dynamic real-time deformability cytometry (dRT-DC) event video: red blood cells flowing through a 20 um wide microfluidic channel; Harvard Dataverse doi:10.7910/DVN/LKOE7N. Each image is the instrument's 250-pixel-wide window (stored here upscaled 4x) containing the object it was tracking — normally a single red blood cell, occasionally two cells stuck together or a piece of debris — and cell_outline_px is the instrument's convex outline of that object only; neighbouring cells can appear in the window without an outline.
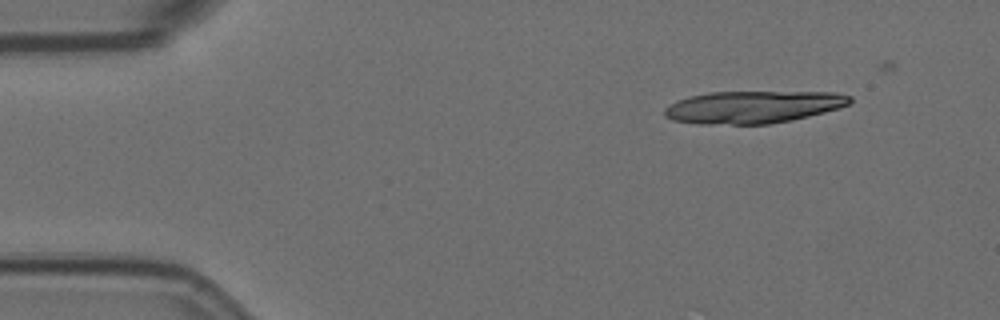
{"species": "Egyptian fruit bat (a non-hibernating species)", "species_latin": "Rousettus aegyptiacus", "temperature_condition": "room temperature", "stored_images_in_passage": 3, "camera_frame_rate_fps": 3000, "um_per_image_px": 0.085, "animal": {"sex": "female"}, "frame": {"image": 1, "passage_image": 1, "time_ms": 0.0, "image_size_px": [1000, 320], "cell_outline_px": [[852, 100], [848, 104], [840, 108], [792, 120], [768, 124], [696, 124], [672, 120], [664, 116], [664, 108], [676, 100], [688, 96], [708, 92], [836, 92], [852, 96]], "centroid_in_image_um": [63.98, 9.09], "position_along_channel_um": 21.0, "area_um2": 35.2}}